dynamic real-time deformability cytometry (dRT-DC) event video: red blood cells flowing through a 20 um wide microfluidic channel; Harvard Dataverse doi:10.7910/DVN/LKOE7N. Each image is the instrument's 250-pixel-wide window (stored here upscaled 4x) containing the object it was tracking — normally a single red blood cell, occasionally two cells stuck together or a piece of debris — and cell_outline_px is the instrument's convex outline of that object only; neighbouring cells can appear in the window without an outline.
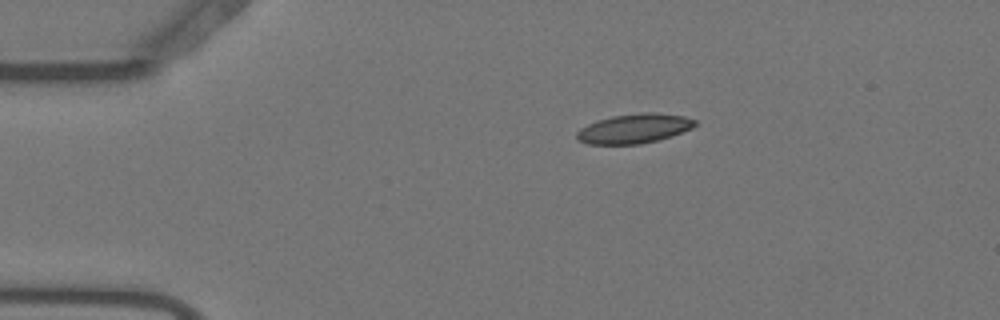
{"species": "Egyptian fruit bat (a non-hibernating species)", "species_latin": "Rousettus aegyptiacus", "temperature_condition": "warm", "stored_images_in_passage": 55, "camera_frame_rate_fps": 3000, "um_per_image_px": 0.085, "animal": {"sex": "female"}, "frame": {"image": 1, "passage_image": 11, "time_ms": 3.333, "image_size_px": [1000, 320], "cell_outline_px": [[696, 124], [692, 128], [672, 136], [640, 144], [588, 144], [580, 140], [576, 136], [576, 132], [580, 128], [596, 120], [612, 116], [644, 112], [652, 112], [684, 116], [696, 120]], "centroid_in_image_um": [53.9, 10.92], "position_along_channel_um": 31.1, "area_um2": 20.23}}
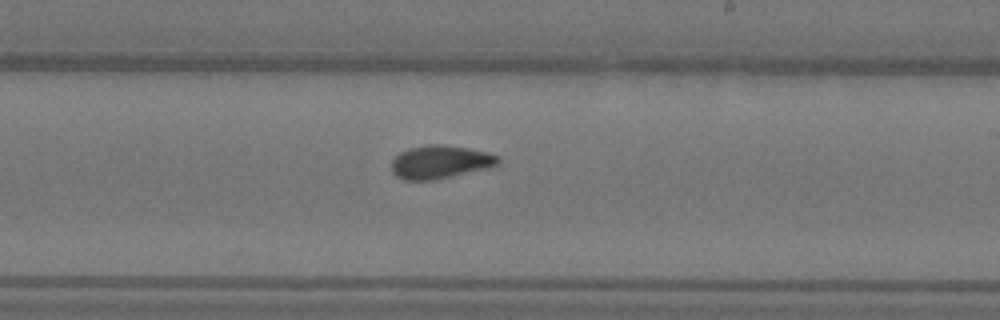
{"frame": {"image": 2, "passage_image": 33, "time_ms": 10.667, "image_size_px": [1000, 320], "cell_outline_px": [[500, 164], [492, 168], [432, 180], [404, 180], [396, 176], [392, 172], [392, 160], [400, 152], [408, 148], [428, 144], [440, 144], [468, 148], [488, 152], [500, 156]], "centroid_in_image_um": [37.46, 13.77], "position_along_channel_um": 251.5, "area_um2": 20.92}}
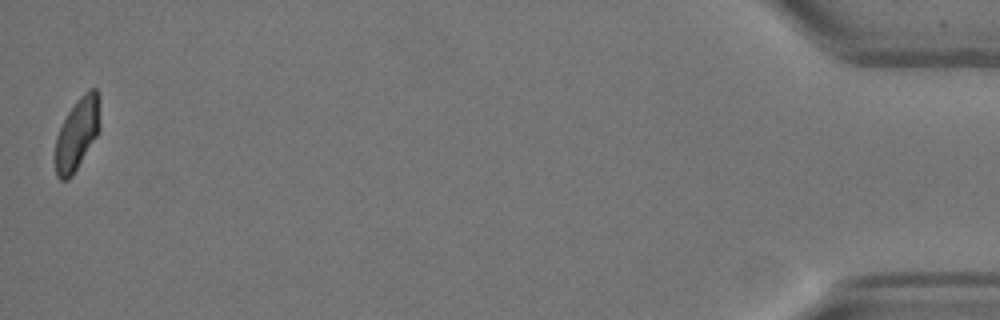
{"frame": {"image": 3, "passage_image": 55, "time_ms": 18.0, "image_size_px": [1000, 320], "cell_outline_px": [[100, 132], [72, 176], [68, 180], [60, 180], [56, 176], [52, 156], [56, 136], [68, 112], [76, 100], [88, 88], [96, 88], [100, 100]], "centroid_in_image_um": [6.54, 11.4], "position_along_channel_um": 428.7, "area_um2": 19.59}, "authors_computed_cell_mechanics": {"area_um2": 20.1722, "velocity_mm_per_s": 3.6834, "shape_relaxation_time_tau1_ms": null, "shape_relaxation_time_tau2_ms": 2.158, "deformation_change_tau1": null, "deformation_change_tau2": 0.0542}}